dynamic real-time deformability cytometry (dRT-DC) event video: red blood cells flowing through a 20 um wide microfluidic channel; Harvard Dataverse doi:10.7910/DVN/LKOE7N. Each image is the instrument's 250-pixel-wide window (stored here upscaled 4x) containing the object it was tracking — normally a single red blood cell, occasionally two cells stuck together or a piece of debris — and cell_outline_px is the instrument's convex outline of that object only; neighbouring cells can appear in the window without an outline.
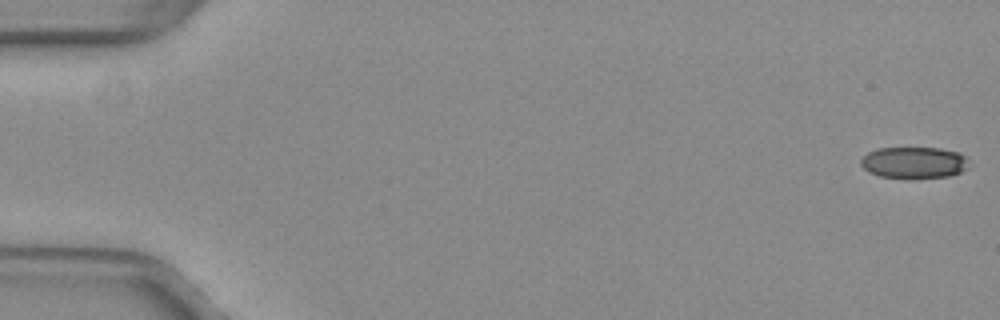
{"species": "common noctule bat (a hibernating species)", "species_latin": "Nyctalus noctula", "temperature_condition": "warm", "stored_images_in_passage": 53, "camera_frame_rate_fps": 3000, "um_per_image_px": 0.085, "animal": {"sex": "female", "body_mass_g": 29.2, "forearm_length_mm": 56.3}, "frame": {"image": 1, "passage_image": 1, "time_ms": 0.0, "image_size_px": [1000, 320], "cell_outline_px": [[968, 168], [960, 172], [948, 176], [912, 180], [908, 180], [880, 176], [868, 172], [860, 164], [860, 160], [868, 152], [876, 148], [940, 148], [960, 152], [968, 160]], "centroid_in_image_um": [77.68, 13.84], "position_along_channel_um": 7.3, "area_um2": 20.4}}
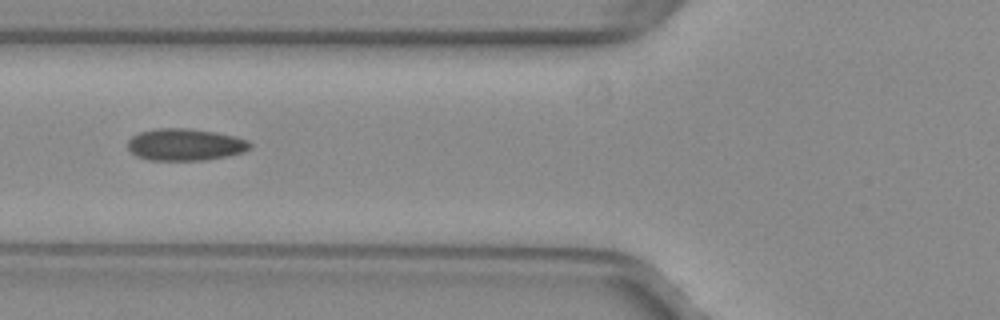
{"frame": {"image": 2, "passage_image": 21, "time_ms": 6.667, "image_size_px": [1000, 320], "cell_outline_px": [[252, 148], [244, 152], [228, 156], [204, 160], [148, 160], [136, 156], [128, 148], [128, 140], [132, 136], [140, 132], [156, 128], [188, 128], [216, 132], [236, 136], [248, 140], [252, 144]], "centroid_in_image_um": [15.77, 12.29], "position_along_channel_um": 110.0, "area_um2": 23.0}}
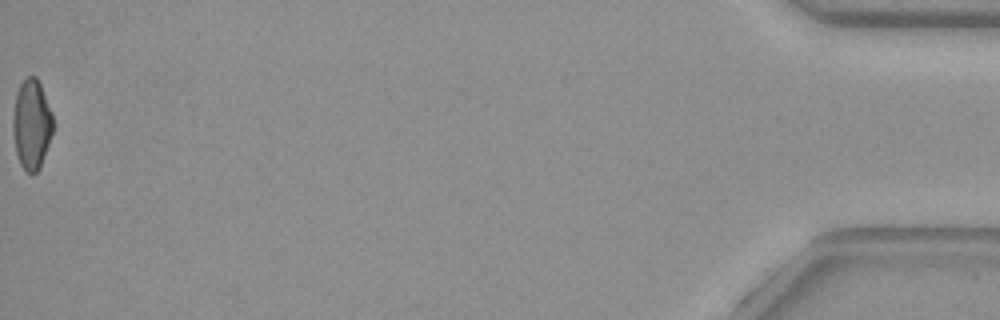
{"frame": {"image": 3, "passage_image": 53, "time_ms": 17.333, "image_size_px": [1000, 320], "cell_outline_px": [[52, 132], [40, 168], [32, 176], [24, 172], [20, 164], [16, 152], [12, 132], [12, 120], [16, 92], [20, 84], [28, 76], [36, 76], [40, 84], [52, 112]], "centroid_in_image_um": [2.66, 10.6], "position_along_channel_um": 432.5, "area_um2": 21.1}, "authors_computed_cell_mechanics": {"area_um2": 21.7906, "velocity_mm_per_s": 3.997, "shape_relaxation_time_tau1_ms": null, "shape_relaxation_time_tau2_ms": 1.0477, "deformation_change_tau1": null, "deformation_change_tau2": 0.0641}}